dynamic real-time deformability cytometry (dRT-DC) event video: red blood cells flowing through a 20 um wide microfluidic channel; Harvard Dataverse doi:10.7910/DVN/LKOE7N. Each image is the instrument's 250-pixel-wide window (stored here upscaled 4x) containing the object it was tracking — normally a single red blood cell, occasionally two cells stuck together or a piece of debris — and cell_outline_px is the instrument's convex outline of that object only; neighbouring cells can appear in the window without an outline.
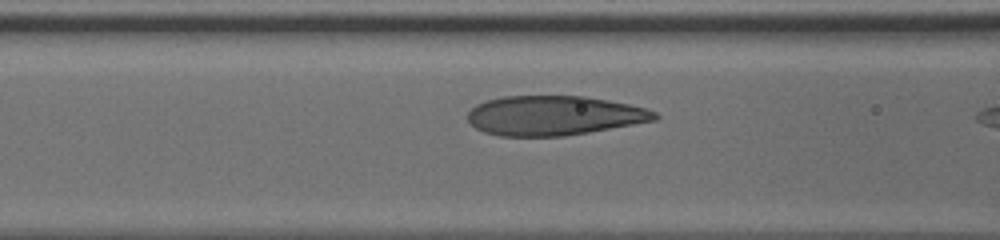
{"species": "human", "species_latin": "Homo sapiens", "temperature_condition": "cold", "stored_images_in_passage": 12, "camera_frame_rate_fps": 3000, "um_per_image_px": 0.085, "donor": {"sex": "male"}, "frame": {"image": 1, "passage_image": 10, "time_ms": 3.0, "image_size_px": [1000, 240], "cell_outline_px": [[660, 116], [656, 120], [588, 132], [564, 136], [500, 136], [484, 132], [476, 128], [468, 120], [468, 112], [476, 104], [488, 100], [504, 96], [584, 96], [608, 100], [648, 108], [656, 112]], "centroid_in_image_um": [47.1, 9.82], "position_along_channel_um": 119.5, "area_um2": 43.0}}